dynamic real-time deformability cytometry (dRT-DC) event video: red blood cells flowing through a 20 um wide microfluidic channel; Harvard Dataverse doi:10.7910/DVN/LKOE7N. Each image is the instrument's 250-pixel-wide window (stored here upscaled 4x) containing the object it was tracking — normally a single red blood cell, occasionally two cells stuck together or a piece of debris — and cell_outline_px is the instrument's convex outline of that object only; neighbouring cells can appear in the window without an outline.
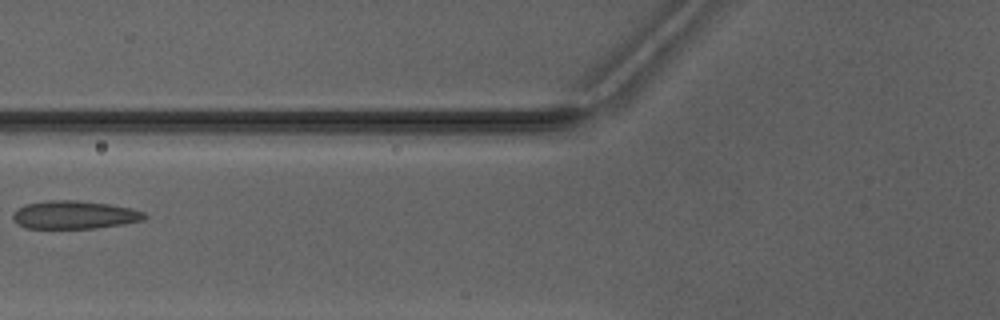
{"species": "Egyptian fruit bat (a non-hibernating species)", "species_latin": "Rousettus aegyptiacus", "temperature_condition": "warm", "stored_images_in_passage": 3, "camera_frame_rate_fps": 3000, "um_per_image_px": 0.085, "animal": {"sex": "male"}, "frame": {"image": 1, "passage_image": 2, "time_ms": 1.333, "image_size_px": [1000, 320], "cell_outline_px": [[148, 216], [144, 220], [124, 224], [96, 228], [24, 228], [16, 224], [12, 220], [12, 212], [16, 208], [24, 204], [48, 200], [76, 200], [108, 204], [132, 208], [144, 212]], "centroid_in_image_um": [6.28, 18.26], "position_along_channel_um": 119.5, "area_um2": 21.91}}
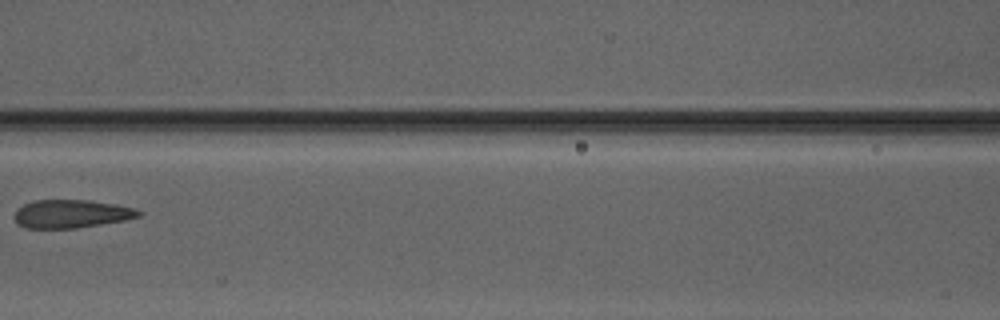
{"frame": {"image": 2, "passage_image": 3, "time_ms": 2.333, "image_size_px": [1000, 320], "cell_outline_px": [[140, 216], [124, 220], [76, 228], [24, 228], [16, 220], [16, 208], [32, 200], [88, 200], [116, 204], [136, 208], [140, 212]], "centroid_in_image_um": [6.06, 18.16], "position_along_channel_um": 160.5, "area_um2": 20.29}}